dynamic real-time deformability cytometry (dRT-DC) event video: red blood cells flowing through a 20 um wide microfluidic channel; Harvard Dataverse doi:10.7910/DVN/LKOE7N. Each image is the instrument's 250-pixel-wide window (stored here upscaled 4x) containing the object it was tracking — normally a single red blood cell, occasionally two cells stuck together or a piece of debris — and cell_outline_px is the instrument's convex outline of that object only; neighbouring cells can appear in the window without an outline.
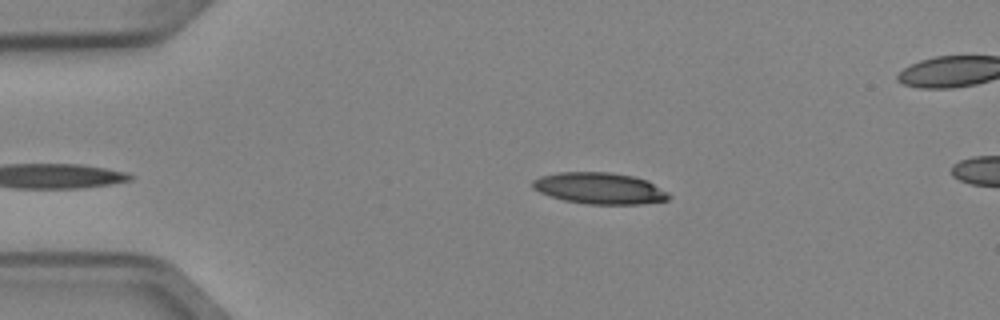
{"species": "Egyptian fruit bat (a non-hibernating species)", "species_latin": "Rousettus aegyptiacus", "temperature_condition": "cold", "stored_images_in_passage": 7, "camera_frame_rate_fps": 3000, "um_per_image_px": 0.085, "animal": {"sex": "female"}, "frame": {"image": 1, "passage_image": 2, "time_ms": 0.333, "image_size_px": [1000, 320], "cell_outline_px": [[672, 196], [668, 200], [644, 204], [588, 204], [564, 200], [540, 192], [532, 188], [532, 180], [540, 176], [560, 172], [608, 172], [632, 176], [648, 180], [668, 192]], "centroid_in_image_um": [51.0, 16.01], "position_along_channel_um": 34.0, "area_um2": 24.97}}